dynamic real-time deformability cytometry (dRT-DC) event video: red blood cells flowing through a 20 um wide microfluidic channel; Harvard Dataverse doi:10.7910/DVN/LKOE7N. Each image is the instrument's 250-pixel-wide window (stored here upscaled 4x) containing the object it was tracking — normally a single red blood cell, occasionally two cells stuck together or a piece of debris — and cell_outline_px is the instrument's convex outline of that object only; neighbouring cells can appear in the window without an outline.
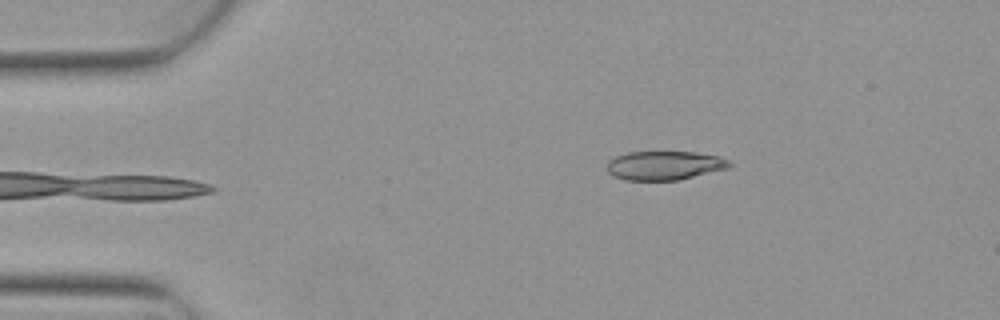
{"species": "Egyptian fruit bat (a non-hibernating species)", "species_latin": "Rousettus aegyptiacus", "temperature_condition": "warm", "stored_images_in_passage": 3, "camera_frame_rate_fps": 3000, "um_per_image_px": 0.085, "animal": {"sex": "female"}, "frame": {"image": 1, "passage_image": 3, "time_ms": 0.667, "image_size_px": [1000, 320], "cell_outline_px": [[736, 164], [728, 168], [680, 180], [624, 180], [612, 176], [608, 172], [608, 160], [616, 156], [628, 152], [696, 152], [716, 156], [728, 160]], "centroid_in_image_um": [56.49, 14.07], "position_along_channel_um": 28.5, "area_um2": 20.75}}